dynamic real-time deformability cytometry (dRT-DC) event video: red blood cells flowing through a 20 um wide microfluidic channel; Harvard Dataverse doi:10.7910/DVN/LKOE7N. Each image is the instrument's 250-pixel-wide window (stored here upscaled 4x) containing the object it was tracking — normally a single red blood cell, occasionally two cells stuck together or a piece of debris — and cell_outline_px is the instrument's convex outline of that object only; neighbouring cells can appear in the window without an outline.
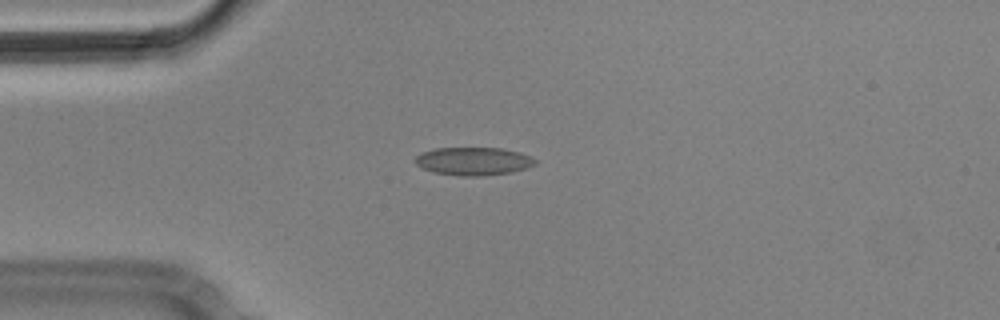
{"species": "Egyptian fruit bat (a non-hibernating species)", "species_latin": "Rousettus aegyptiacus", "temperature_condition": "cold", "stored_images_in_passage": 2, "camera_frame_rate_fps": 3000, "um_per_image_px": 0.085, "animal": {"sex": "male"}, "frame": {"image": 1, "passage_image": 2, "time_ms": 0.333, "image_size_px": [1000, 320], "cell_outline_px": [[536, 164], [528, 168], [512, 172], [480, 176], [460, 176], [432, 172], [416, 164], [416, 156], [420, 152], [436, 148], [500, 148], [520, 152], [532, 156], [536, 160]], "centroid_in_image_um": [40.27, 13.7], "position_along_channel_um": 44.7, "area_um2": 19.71}}